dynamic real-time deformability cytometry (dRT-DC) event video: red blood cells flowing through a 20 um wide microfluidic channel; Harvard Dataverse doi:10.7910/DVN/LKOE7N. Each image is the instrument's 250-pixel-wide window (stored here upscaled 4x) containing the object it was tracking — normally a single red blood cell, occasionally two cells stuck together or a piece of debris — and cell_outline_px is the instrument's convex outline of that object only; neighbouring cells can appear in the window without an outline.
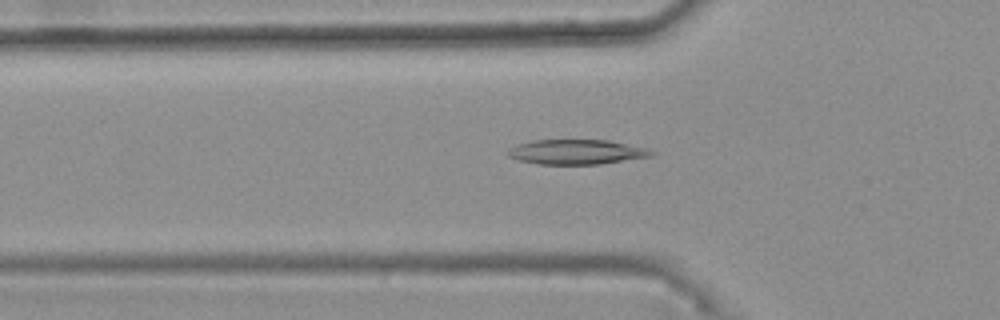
{"species": "common noctule bat (a hibernating species)", "species_latin": "Nyctalus noctula", "temperature_condition": "warm", "stored_images_in_passage": 48, "camera_frame_rate_fps": 3000, "um_per_image_px": 0.085, "animal": {"sex": "female", "body_mass_g": 25.1}, "frame": {"image": 1, "passage_image": 18, "time_ms": 5.667, "image_size_px": [1000, 320], "cell_outline_px": [[656, 152], [652, 156], [600, 164], [536, 164], [520, 160], [508, 156], [508, 148], [516, 144], [532, 140], [608, 140], [644, 148]], "centroid_in_image_um": [48.96, 12.91], "position_along_channel_um": 76.8, "area_um2": 20.63}}
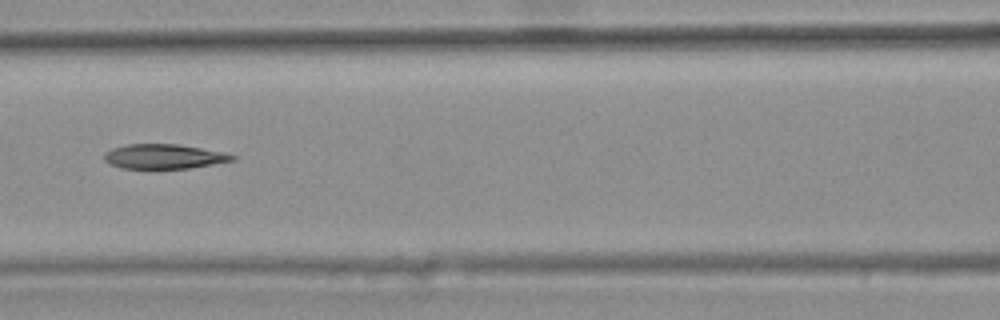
{"frame": {"image": 2, "passage_image": 24, "time_ms": 7.667, "image_size_px": [1000, 320], "cell_outline_px": [[236, 160], [188, 168], [124, 168], [112, 164], [104, 160], [104, 152], [112, 148], [128, 144], [176, 144], [224, 152], [236, 156]], "centroid_in_image_um": [13.94, 13.29], "position_along_channel_um": 152.7, "area_um2": 18.15}}
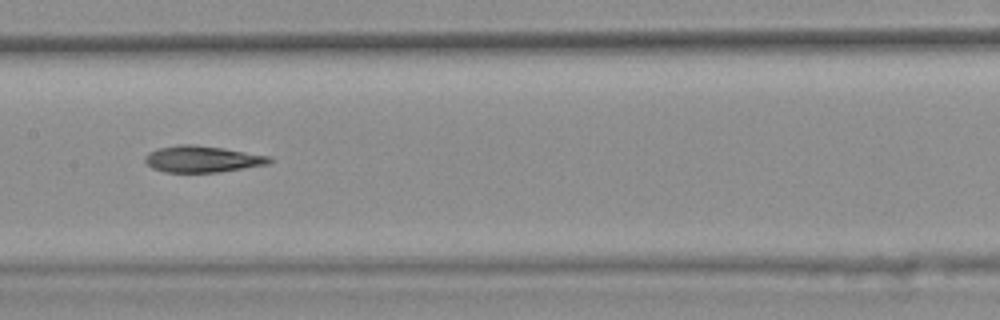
{"frame": {"image": 3, "passage_image": 27, "time_ms": 8.667, "image_size_px": [1000, 320], "cell_outline_px": [[272, 160], [268, 164], [220, 172], [164, 172], [152, 168], [144, 160], [144, 156], [148, 152], [156, 148], [180, 144], [192, 144], [224, 148], [272, 156]], "centroid_in_image_um": [17.18, 13.51], "position_along_channel_um": 190.2, "area_um2": 19.36}, "authors_computed_cell_mechanics": {"area_um2": 19.3919, "velocity_mm_per_s": 3.7763, "shape_relaxation_time_tau1_ms": null, "shape_relaxation_time_tau2_ms": 8.6751, "deformation_change_tau1": null, "deformation_change_tau2": 0.2239}}